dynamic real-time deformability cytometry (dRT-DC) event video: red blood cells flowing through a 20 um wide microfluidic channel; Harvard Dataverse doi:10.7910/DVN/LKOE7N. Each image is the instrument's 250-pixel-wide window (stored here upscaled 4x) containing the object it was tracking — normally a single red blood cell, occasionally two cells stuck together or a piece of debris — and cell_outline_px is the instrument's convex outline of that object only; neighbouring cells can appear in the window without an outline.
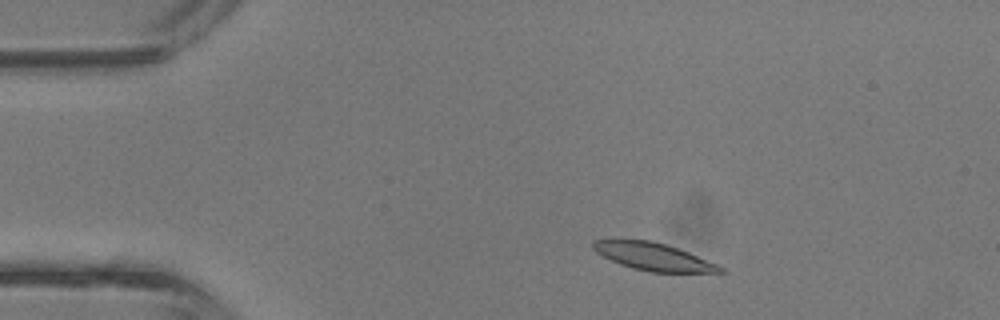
{"species": "common noctule bat (a hibernating species)", "species_latin": "Nyctalus noctula", "temperature_condition": "room temperature", "stored_images_in_passage": 39, "camera_frame_rate_fps": 3000, "um_per_image_px": 0.085, "animal": {"sex": "male", "body_mass_g": 13.3}, "frame": {"image": 1, "passage_image": 4, "time_ms": 1.0, "image_size_px": [1000, 320], "cell_outline_px": [[724, 272], [648, 272], [632, 268], [620, 264], [596, 252], [592, 248], [592, 240], [648, 240], [668, 244], [688, 252], [716, 264], [724, 268]], "centroid_in_image_um": [55.52, 21.81], "position_along_channel_um": 29.5, "area_um2": 20.11}}
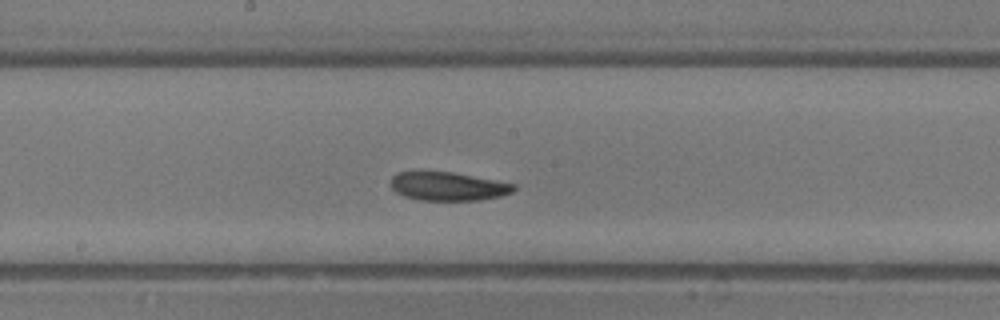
{"frame": {"image": 2, "passage_image": 19, "time_ms": 6.0, "image_size_px": [1000, 320], "cell_outline_px": [[516, 188], [512, 192], [500, 196], [480, 200], [420, 200], [404, 196], [396, 192], [392, 188], [392, 176], [396, 172], [452, 172], [516, 184]], "centroid_in_image_um": [38.09, 15.84], "position_along_channel_um": 210.1, "area_um2": 20.29}}
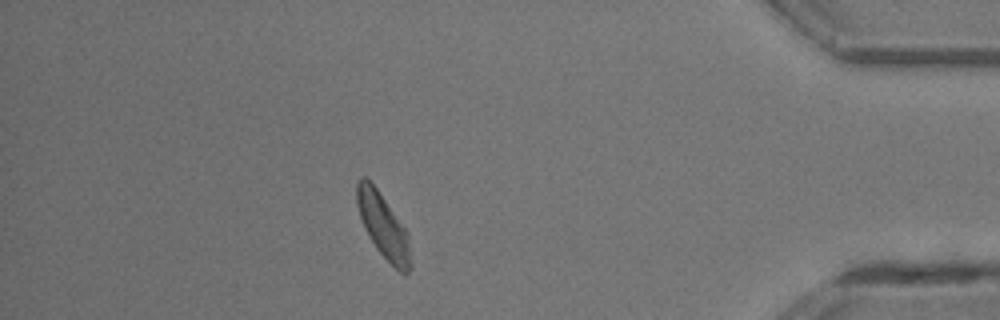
{"frame": {"image": 3, "passage_image": 34, "time_ms": 11.0, "image_size_px": [1000, 320], "cell_outline_px": [[412, 268], [404, 276], [376, 248], [364, 228], [356, 204], [356, 184], [360, 176], [364, 176], [376, 188], [408, 232], [412, 264]], "centroid_in_image_um": [32.59, 19.22], "position_along_channel_um": 402.6, "area_um2": 20.06}, "authors_computed_cell_mechanics": {"area_um2": 20.808, "velocity_mm_per_s": 4.7889, "shape_relaxation_time_tau1_ms": 2.1323, "shape_relaxation_time_tau2_ms": 3.4729, "deformation_change_tau1": 0.1157, "deformation_change_tau2": 0.1119}}